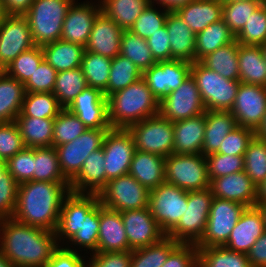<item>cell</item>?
<instances>
[{
  "instance_id": "6da1fadb",
  "label": "cell",
  "mask_w": 266,
  "mask_h": 267,
  "mask_svg": "<svg viewBox=\"0 0 266 267\" xmlns=\"http://www.w3.org/2000/svg\"><path fill=\"white\" fill-rule=\"evenodd\" d=\"M58 247L55 232L0 220V251L15 267H44Z\"/></svg>"
},
{
  "instance_id": "7a4b0ae2",
  "label": "cell",
  "mask_w": 266,
  "mask_h": 267,
  "mask_svg": "<svg viewBox=\"0 0 266 267\" xmlns=\"http://www.w3.org/2000/svg\"><path fill=\"white\" fill-rule=\"evenodd\" d=\"M70 182L29 181L18 185L13 219L55 232Z\"/></svg>"
},
{
  "instance_id": "3957f363",
  "label": "cell",
  "mask_w": 266,
  "mask_h": 267,
  "mask_svg": "<svg viewBox=\"0 0 266 267\" xmlns=\"http://www.w3.org/2000/svg\"><path fill=\"white\" fill-rule=\"evenodd\" d=\"M107 109L111 128L127 129L134 123L159 115V100L141 77L108 96Z\"/></svg>"
},
{
  "instance_id": "277c9868",
  "label": "cell",
  "mask_w": 266,
  "mask_h": 267,
  "mask_svg": "<svg viewBox=\"0 0 266 267\" xmlns=\"http://www.w3.org/2000/svg\"><path fill=\"white\" fill-rule=\"evenodd\" d=\"M75 0H34L24 14L34 44L43 46L60 40L65 16Z\"/></svg>"
},
{
  "instance_id": "5b68a950",
  "label": "cell",
  "mask_w": 266,
  "mask_h": 267,
  "mask_svg": "<svg viewBox=\"0 0 266 267\" xmlns=\"http://www.w3.org/2000/svg\"><path fill=\"white\" fill-rule=\"evenodd\" d=\"M191 75L196 81L201 99L208 110L230 111L241 83L229 80L205 67L200 61L192 63Z\"/></svg>"
},
{
  "instance_id": "8992f818",
  "label": "cell",
  "mask_w": 266,
  "mask_h": 267,
  "mask_svg": "<svg viewBox=\"0 0 266 267\" xmlns=\"http://www.w3.org/2000/svg\"><path fill=\"white\" fill-rule=\"evenodd\" d=\"M213 198L210 188L187 192L184 214L166 236L179 243L197 244L206 231Z\"/></svg>"
},
{
  "instance_id": "52a82bcc",
  "label": "cell",
  "mask_w": 266,
  "mask_h": 267,
  "mask_svg": "<svg viewBox=\"0 0 266 267\" xmlns=\"http://www.w3.org/2000/svg\"><path fill=\"white\" fill-rule=\"evenodd\" d=\"M165 182L187 192L210 188L206 157L172 153L165 158Z\"/></svg>"
},
{
  "instance_id": "ba28073f",
  "label": "cell",
  "mask_w": 266,
  "mask_h": 267,
  "mask_svg": "<svg viewBox=\"0 0 266 267\" xmlns=\"http://www.w3.org/2000/svg\"><path fill=\"white\" fill-rule=\"evenodd\" d=\"M136 150L168 157L173 153L174 128L173 122L160 115L146 118L130 125Z\"/></svg>"
},
{
  "instance_id": "9c48e42d",
  "label": "cell",
  "mask_w": 266,
  "mask_h": 267,
  "mask_svg": "<svg viewBox=\"0 0 266 267\" xmlns=\"http://www.w3.org/2000/svg\"><path fill=\"white\" fill-rule=\"evenodd\" d=\"M98 196L102 206L123 212L148 207L150 190L128 173L109 180Z\"/></svg>"
},
{
  "instance_id": "30bf717a",
  "label": "cell",
  "mask_w": 266,
  "mask_h": 267,
  "mask_svg": "<svg viewBox=\"0 0 266 267\" xmlns=\"http://www.w3.org/2000/svg\"><path fill=\"white\" fill-rule=\"evenodd\" d=\"M246 208L245 205L234 201L213 198L206 231L196 247L224 246Z\"/></svg>"
},
{
  "instance_id": "8fae6325",
  "label": "cell",
  "mask_w": 266,
  "mask_h": 267,
  "mask_svg": "<svg viewBox=\"0 0 266 267\" xmlns=\"http://www.w3.org/2000/svg\"><path fill=\"white\" fill-rule=\"evenodd\" d=\"M186 202L187 191L175 185L164 182L150 190L148 208L165 235L178 224Z\"/></svg>"
},
{
  "instance_id": "7c38bea8",
  "label": "cell",
  "mask_w": 266,
  "mask_h": 267,
  "mask_svg": "<svg viewBox=\"0 0 266 267\" xmlns=\"http://www.w3.org/2000/svg\"><path fill=\"white\" fill-rule=\"evenodd\" d=\"M206 112L205 106L196 85L190 75L174 91L159 101V115L171 122L199 116Z\"/></svg>"
},
{
  "instance_id": "4fadbf2b",
  "label": "cell",
  "mask_w": 266,
  "mask_h": 267,
  "mask_svg": "<svg viewBox=\"0 0 266 267\" xmlns=\"http://www.w3.org/2000/svg\"><path fill=\"white\" fill-rule=\"evenodd\" d=\"M109 129H87L72 142L56 146L59 165L63 175L71 181L81 170L86 158L102 148Z\"/></svg>"
},
{
  "instance_id": "5bb4252c",
  "label": "cell",
  "mask_w": 266,
  "mask_h": 267,
  "mask_svg": "<svg viewBox=\"0 0 266 267\" xmlns=\"http://www.w3.org/2000/svg\"><path fill=\"white\" fill-rule=\"evenodd\" d=\"M102 148L105 156V173L108 180L129 173L136 148L134 139L128 129H109L105 134Z\"/></svg>"
},
{
  "instance_id": "9a60e30c",
  "label": "cell",
  "mask_w": 266,
  "mask_h": 267,
  "mask_svg": "<svg viewBox=\"0 0 266 267\" xmlns=\"http://www.w3.org/2000/svg\"><path fill=\"white\" fill-rule=\"evenodd\" d=\"M34 46L26 16L8 14L0 23V70Z\"/></svg>"
},
{
  "instance_id": "2e32d148",
  "label": "cell",
  "mask_w": 266,
  "mask_h": 267,
  "mask_svg": "<svg viewBox=\"0 0 266 267\" xmlns=\"http://www.w3.org/2000/svg\"><path fill=\"white\" fill-rule=\"evenodd\" d=\"M99 202L98 194L69 192L63 199L55 236L59 246L65 245L80 229L87 213Z\"/></svg>"
},
{
  "instance_id": "e0dca14e",
  "label": "cell",
  "mask_w": 266,
  "mask_h": 267,
  "mask_svg": "<svg viewBox=\"0 0 266 267\" xmlns=\"http://www.w3.org/2000/svg\"><path fill=\"white\" fill-rule=\"evenodd\" d=\"M191 66L192 63L180 60L159 61L144 70L142 78L160 101L191 75Z\"/></svg>"
},
{
  "instance_id": "ac0fdd59",
  "label": "cell",
  "mask_w": 266,
  "mask_h": 267,
  "mask_svg": "<svg viewBox=\"0 0 266 267\" xmlns=\"http://www.w3.org/2000/svg\"><path fill=\"white\" fill-rule=\"evenodd\" d=\"M230 112L238 126L256 131L266 112V87L241 82Z\"/></svg>"
},
{
  "instance_id": "d6986e66",
  "label": "cell",
  "mask_w": 266,
  "mask_h": 267,
  "mask_svg": "<svg viewBox=\"0 0 266 267\" xmlns=\"http://www.w3.org/2000/svg\"><path fill=\"white\" fill-rule=\"evenodd\" d=\"M94 1L72 3L62 25L61 40L86 47L94 20L101 12L100 1Z\"/></svg>"
},
{
  "instance_id": "ffe728a7",
  "label": "cell",
  "mask_w": 266,
  "mask_h": 267,
  "mask_svg": "<svg viewBox=\"0 0 266 267\" xmlns=\"http://www.w3.org/2000/svg\"><path fill=\"white\" fill-rule=\"evenodd\" d=\"M129 248H144L159 242L166 235L161 231L148 207L121 212Z\"/></svg>"
},
{
  "instance_id": "44dd1931",
  "label": "cell",
  "mask_w": 266,
  "mask_h": 267,
  "mask_svg": "<svg viewBox=\"0 0 266 267\" xmlns=\"http://www.w3.org/2000/svg\"><path fill=\"white\" fill-rule=\"evenodd\" d=\"M214 198L234 201L248 207H255L257 186L245 171L214 178L210 181Z\"/></svg>"
},
{
  "instance_id": "7402d4cb",
  "label": "cell",
  "mask_w": 266,
  "mask_h": 267,
  "mask_svg": "<svg viewBox=\"0 0 266 267\" xmlns=\"http://www.w3.org/2000/svg\"><path fill=\"white\" fill-rule=\"evenodd\" d=\"M123 31L101 11L94 20L85 50L113 59L120 54Z\"/></svg>"
},
{
  "instance_id": "603a6c76",
  "label": "cell",
  "mask_w": 266,
  "mask_h": 267,
  "mask_svg": "<svg viewBox=\"0 0 266 267\" xmlns=\"http://www.w3.org/2000/svg\"><path fill=\"white\" fill-rule=\"evenodd\" d=\"M265 231L263 218L259 210L256 207H248L241 214L224 247L247 254Z\"/></svg>"
},
{
  "instance_id": "cb8c5ba5",
  "label": "cell",
  "mask_w": 266,
  "mask_h": 267,
  "mask_svg": "<svg viewBox=\"0 0 266 267\" xmlns=\"http://www.w3.org/2000/svg\"><path fill=\"white\" fill-rule=\"evenodd\" d=\"M121 212L102 206L98 232L97 252L130 251Z\"/></svg>"
},
{
  "instance_id": "d4e9b609",
  "label": "cell",
  "mask_w": 266,
  "mask_h": 267,
  "mask_svg": "<svg viewBox=\"0 0 266 267\" xmlns=\"http://www.w3.org/2000/svg\"><path fill=\"white\" fill-rule=\"evenodd\" d=\"M103 148L92 152L79 173L70 181V192L98 194L109 181L105 173Z\"/></svg>"
},
{
  "instance_id": "484cf974",
  "label": "cell",
  "mask_w": 266,
  "mask_h": 267,
  "mask_svg": "<svg viewBox=\"0 0 266 267\" xmlns=\"http://www.w3.org/2000/svg\"><path fill=\"white\" fill-rule=\"evenodd\" d=\"M173 60L195 62L196 34L176 11H169L165 22Z\"/></svg>"
},
{
  "instance_id": "4316f807",
  "label": "cell",
  "mask_w": 266,
  "mask_h": 267,
  "mask_svg": "<svg viewBox=\"0 0 266 267\" xmlns=\"http://www.w3.org/2000/svg\"><path fill=\"white\" fill-rule=\"evenodd\" d=\"M205 113L173 123L174 154H202L205 135Z\"/></svg>"
},
{
  "instance_id": "83f0119b",
  "label": "cell",
  "mask_w": 266,
  "mask_h": 267,
  "mask_svg": "<svg viewBox=\"0 0 266 267\" xmlns=\"http://www.w3.org/2000/svg\"><path fill=\"white\" fill-rule=\"evenodd\" d=\"M223 4L220 0H192L175 11L195 33L222 19Z\"/></svg>"
},
{
  "instance_id": "f1b7e54d",
  "label": "cell",
  "mask_w": 266,
  "mask_h": 267,
  "mask_svg": "<svg viewBox=\"0 0 266 267\" xmlns=\"http://www.w3.org/2000/svg\"><path fill=\"white\" fill-rule=\"evenodd\" d=\"M129 174L152 190L165 182V157L135 150Z\"/></svg>"
},
{
  "instance_id": "f546056e",
  "label": "cell",
  "mask_w": 266,
  "mask_h": 267,
  "mask_svg": "<svg viewBox=\"0 0 266 267\" xmlns=\"http://www.w3.org/2000/svg\"><path fill=\"white\" fill-rule=\"evenodd\" d=\"M205 118L202 155L207 156L216 153L227 134L238 125L230 111L208 110L205 112Z\"/></svg>"
},
{
  "instance_id": "4dcf8cb0",
  "label": "cell",
  "mask_w": 266,
  "mask_h": 267,
  "mask_svg": "<svg viewBox=\"0 0 266 267\" xmlns=\"http://www.w3.org/2000/svg\"><path fill=\"white\" fill-rule=\"evenodd\" d=\"M239 80L266 87V61L260 46L238 43Z\"/></svg>"
},
{
  "instance_id": "1f68e13d",
  "label": "cell",
  "mask_w": 266,
  "mask_h": 267,
  "mask_svg": "<svg viewBox=\"0 0 266 267\" xmlns=\"http://www.w3.org/2000/svg\"><path fill=\"white\" fill-rule=\"evenodd\" d=\"M44 59L57 71L80 68L85 47L64 40L41 46Z\"/></svg>"
},
{
  "instance_id": "d6a6232c",
  "label": "cell",
  "mask_w": 266,
  "mask_h": 267,
  "mask_svg": "<svg viewBox=\"0 0 266 267\" xmlns=\"http://www.w3.org/2000/svg\"><path fill=\"white\" fill-rule=\"evenodd\" d=\"M54 120L50 118H34L20 113L16 119L20 135L26 147L53 146Z\"/></svg>"
},
{
  "instance_id": "836d02e7",
  "label": "cell",
  "mask_w": 266,
  "mask_h": 267,
  "mask_svg": "<svg viewBox=\"0 0 266 267\" xmlns=\"http://www.w3.org/2000/svg\"><path fill=\"white\" fill-rule=\"evenodd\" d=\"M25 94L23 83L0 70V123L15 121L21 113Z\"/></svg>"
},
{
  "instance_id": "e575fe53",
  "label": "cell",
  "mask_w": 266,
  "mask_h": 267,
  "mask_svg": "<svg viewBox=\"0 0 266 267\" xmlns=\"http://www.w3.org/2000/svg\"><path fill=\"white\" fill-rule=\"evenodd\" d=\"M101 11L121 29L130 30L150 0H99Z\"/></svg>"
},
{
  "instance_id": "d590c367",
  "label": "cell",
  "mask_w": 266,
  "mask_h": 267,
  "mask_svg": "<svg viewBox=\"0 0 266 267\" xmlns=\"http://www.w3.org/2000/svg\"><path fill=\"white\" fill-rule=\"evenodd\" d=\"M101 207L102 204L98 202L87 213L86 219L82 221L80 229L73 235V237L67 243H65L64 247L66 249L73 251L79 250V252L81 251V253L82 251H84V255L89 253V251V254L97 252Z\"/></svg>"
},
{
  "instance_id": "8d00e7d4",
  "label": "cell",
  "mask_w": 266,
  "mask_h": 267,
  "mask_svg": "<svg viewBox=\"0 0 266 267\" xmlns=\"http://www.w3.org/2000/svg\"><path fill=\"white\" fill-rule=\"evenodd\" d=\"M200 62L226 79L239 80L238 42L236 39L207 54Z\"/></svg>"
},
{
  "instance_id": "74e56055",
  "label": "cell",
  "mask_w": 266,
  "mask_h": 267,
  "mask_svg": "<svg viewBox=\"0 0 266 267\" xmlns=\"http://www.w3.org/2000/svg\"><path fill=\"white\" fill-rule=\"evenodd\" d=\"M235 39V35L222 19L211 23L203 31L196 34L195 62Z\"/></svg>"
},
{
  "instance_id": "f35d334b",
  "label": "cell",
  "mask_w": 266,
  "mask_h": 267,
  "mask_svg": "<svg viewBox=\"0 0 266 267\" xmlns=\"http://www.w3.org/2000/svg\"><path fill=\"white\" fill-rule=\"evenodd\" d=\"M33 181L70 182L61 171L54 146L34 148Z\"/></svg>"
},
{
  "instance_id": "ab89813d",
  "label": "cell",
  "mask_w": 266,
  "mask_h": 267,
  "mask_svg": "<svg viewBox=\"0 0 266 267\" xmlns=\"http://www.w3.org/2000/svg\"><path fill=\"white\" fill-rule=\"evenodd\" d=\"M142 77V71L125 56L119 54L112 59L107 89L103 95L107 98L120 91Z\"/></svg>"
},
{
  "instance_id": "60d3db41",
  "label": "cell",
  "mask_w": 266,
  "mask_h": 267,
  "mask_svg": "<svg viewBox=\"0 0 266 267\" xmlns=\"http://www.w3.org/2000/svg\"><path fill=\"white\" fill-rule=\"evenodd\" d=\"M87 87L82 68L57 73L53 94L63 108H67L74 98Z\"/></svg>"
},
{
  "instance_id": "b9f144b4",
  "label": "cell",
  "mask_w": 266,
  "mask_h": 267,
  "mask_svg": "<svg viewBox=\"0 0 266 267\" xmlns=\"http://www.w3.org/2000/svg\"><path fill=\"white\" fill-rule=\"evenodd\" d=\"M178 244L179 242L165 236L157 243L132 250L130 267H161Z\"/></svg>"
},
{
  "instance_id": "7bdbcfd3",
  "label": "cell",
  "mask_w": 266,
  "mask_h": 267,
  "mask_svg": "<svg viewBox=\"0 0 266 267\" xmlns=\"http://www.w3.org/2000/svg\"><path fill=\"white\" fill-rule=\"evenodd\" d=\"M198 267H251L247 254L224 246L198 248Z\"/></svg>"
},
{
  "instance_id": "ee69618b",
  "label": "cell",
  "mask_w": 266,
  "mask_h": 267,
  "mask_svg": "<svg viewBox=\"0 0 266 267\" xmlns=\"http://www.w3.org/2000/svg\"><path fill=\"white\" fill-rule=\"evenodd\" d=\"M112 59L106 56L84 51L81 68L87 86L99 89L102 93L107 89Z\"/></svg>"
},
{
  "instance_id": "f6af8a7d",
  "label": "cell",
  "mask_w": 266,
  "mask_h": 267,
  "mask_svg": "<svg viewBox=\"0 0 266 267\" xmlns=\"http://www.w3.org/2000/svg\"><path fill=\"white\" fill-rule=\"evenodd\" d=\"M120 54L130 59L142 72L156 63L147 40L124 30L121 36Z\"/></svg>"
},
{
  "instance_id": "bcb514c9",
  "label": "cell",
  "mask_w": 266,
  "mask_h": 267,
  "mask_svg": "<svg viewBox=\"0 0 266 267\" xmlns=\"http://www.w3.org/2000/svg\"><path fill=\"white\" fill-rule=\"evenodd\" d=\"M63 109L52 92H26L21 113L34 118L55 119Z\"/></svg>"
},
{
  "instance_id": "7dc6e473",
  "label": "cell",
  "mask_w": 266,
  "mask_h": 267,
  "mask_svg": "<svg viewBox=\"0 0 266 267\" xmlns=\"http://www.w3.org/2000/svg\"><path fill=\"white\" fill-rule=\"evenodd\" d=\"M244 162V171L258 187L266 179V141L254 136L248 144Z\"/></svg>"
},
{
  "instance_id": "c3c4849f",
  "label": "cell",
  "mask_w": 266,
  "mask_h": 267,
  "mask_svg": "<svg viewBox=\"0 0 266 267\" xmlns=\"http://www.w3.org/2000/svg\"><path fill=\"white\" fill-rule=\"evenodd\" d=\"M43 60L44 54L41 46L35 45L20 53L3 71L8 76L25 84Z\"/></svg>"
},
{
  "instance_id": "681fc988",
  "label": "cell",
  "mask_w": 266,
  "mask_h": 267,
  "mask_svg": "<svg viewBox=\"0 0 266 267\" xmlns=\"http://www.w3.org/2000/svg\"><path fill=\"white\" fill-rule=\"evenodd\" d=\"M242 45L260 46L266 42V2L262 3L235 36Z\"/></svg>"
},
{
  "instance_id": "f907efd6",
  "label": "cell",
  "mask_w": 266,
  "mask_h": 267,
  "mask_svg": "<svg viewBox=\"0 0 266 267\" xmlns=\"http://www.w3.org/2000/svg\"><path fill=\"white\" fill-rule=\"evenodd\" d=\"M87 130L83 122L64 108L54 120L53 146L72 142Z\"/></svg>"
},
{
  "instance_id": "816d5d0a",
  "label": "cell",
  "mask_w": 266,
  "mask_h": 267,
  "mask_svg": "<svg viewBox=\"0 0 266 267\" xmlns=\"http://www.w3.org/2000/svg\"><path fill=\"white\" fill-rule=\"evenodd\" d=\"M266 1H231L222 3V20L236 36L246 24L250 15Z\"/></svg>"
},
{
  "instance_id": "f5cc1de1",
  "label": "cell",
  "mask_w": 266,
  "mask_h": 267,
  "mask_svg": "<svg viewBox=\"0 0 266 267\" xmlns=\"http://www.w3.org/2000/svg\"><path fill=\"white\" fill-rule=\"evenodd\" d=\"M159 6V7H158ZM161 5L150 3L148 7L139 15L130 31L142 37L149 38L158 29L165 25L167 15L170 10L165 9Z\"/></svg>"
},
{
  "instance_id": "db71d44e",
  "label": "cell",
  "mask_w": 266,
  "mask_h": 267,
  "mask_svg": "<svg viewBox=\"0 0 266 267\" xmlns=\"http://www.w3.org/2000/svg\"><path fill=\"white\" fill-rule=\"evenodd\" d=\"M18 184L0 159V220L11 219L16 206Z\"/></svg>"
},
{
  "instance_id": "11a10c76",
  "label": "cell",
  "mask_w": 266,
  "mask_h": 267,
  "mask_svg": "<svg viewBox=\"0 0 266 267\" xmlns=\"http://www.w3.org/2000/svg\"><path fill=\"white\" fill-rule=\"evenodd\" d=\"M205 157L209 181L214 178L244 171V156L213 153Z\"/></svg>"
},
{
  "instance_id": "9f6ffc18",
  "label": "cell",
  "mask_w": 266,
  "mask_h": 267,
  "mask_svg": "<svg viewBox=\"0 0 266 267\" xmlns=\"http://www.w3.org/2000/svg\"><path fill=\"white\" fill-rule=\"evenodd\" d=\"M7 170L17 184L33 180L34 148L25 147L6 161Z\"/></svg>"
},
{
  "instance_id": "6f0895ef",
  "label": "cell",
  "mask_w": 266,
  "mask_h": 267,
  "mask_svg": "<svg viewBox=\"0 0 266 267\" xmlns=\"http://www.w3.org/2000/svg\"><path fill=\"white\" fill-rule=\"evenodd\" d=\"M23 138L14 121L0 123V159L7 161L24 149Z\"/></svg>"
},
{
  "instance_id": "680465c9",
  "label": "cell",
  "mask_w": 266,
  "mask_h": 267,
  "mask_svg": "<svg viewBox=\"0 0 266 267\" xmlns=\"http://www.w3.org/2000/svg\"><path fill=\"white\" fill-rule=\"evenodd\" d=\"M254 136L255 131L253 129L237 126L229 134H227L216 153L244 156L248 144Z\"/></svg>"
},
{
  "instance_id": "91938a15",
  "label": "cell",
  "mask_w": 266,
  "mask_h": 267,
  "mask_svg": "<svg viewBox=\"0 0 266 267\" xmlns=\"http://www.w3.org/2000/svg\"><path fill=\"white\" fill-rule=\"evenodd\" d=\"M57 71L44 59L24 84L26 92H53Z\"/></svg>"
},
{
  "instance_id": "94428289",
  "label": "cell",
  "mask_w": 266,
  "mask_h": 267,
  "mask_svg": "<svg viewBox=\"0 0 266 267\" xmlns=\"http://www.w3.org/2000/svg\"><path fill=\"white\" fill-rule=\"evenodd\" d=\"M161 267H198L196 244L179 243Z\"/></svg>"
},
{
  "instance_id": "6125c7cd",
  "label": "cell",
  "mask_w": 266,
  "mask_h": 267,
  "mask_svg": "<svg viewBox=\"0 0 266 267\" xmlns=\"http://www.w3.org/2000/svg\"><path fill=\"white\" fill-rule=\"evenodd\" d=\"M132 250L124 252H93L86 267H130Z\"/></svg>"
},
{
  "instance_id": "be15d7a7",
  "label": "cell",
  "mask_w": 266,
  "mask_h": 267,
  "mask_svg": "<svg viewBox=\"0 0 266 267\" xmlns=\"http://www.w3.org/2000/svg\"><path fill=\"white\" fill-rule=\"evenodd\" d=\"M76 115L87 129H111L107 108L67 109Z\"/></svg>"
},
{
  "instance_id": "e7e4bbea",
  "label": "cell",
  "mask_w": 266,
  "mask_h": 267,
  "mask_svg": "<svg viewBox=\"0 0 266 267\" xmlns=\"http://www.w3.org/2000/svg\"><path fill=\"white\" fill-rule=\"evenodd\" d=\"M146 40L156 62L173 60L166 25L158 29L157 32L152 34Z\"/></svg>"
},
{
  "instance_id": "03108f58",
  "label": "cell",
  "mask_w": 266,
  "mask_h": 267,
  "mask_svg": "<svg viewBox=\"0 0 266 267\" xmlns=\"http://www.w3.org/2000/svg\"><path fill=\"white\" fill-rule=\"evenodd\" d=\"M82 254L79 251L66 249L63 245L59 246L44 267H86L87 255Z\"/></svg>"
},
{
  "instance_id": "003e7915",
  "label": "cell",
  "mask_w": 266,
  "mask_h": 267,
  "mask_svg": "<svg viewBox=\"0 0 266 267\" xmlns=\"http://www.w3.org/2000/svg\"><path fill=\"white\" fill-rule=\"evenodd\" d=\"M107 108V98L96 88L87 86L66 109Z\"/></svg>"
},
{
  "instance_id": "a7ac6f4b",
  "label": "cell",
  "mask_w": 266,
  "mask_h": 267,
  "mask_svg": "<svg viewBox=\"0 0 266 267\" xmlns=\"http://www.w3.org/2000/svg\"><path fill=\"white\" fill-rule=\"evenodd\" d=\"M247 257L251 267H266V231L250 248Z\"/></svg>"
},
{
  "instance_id": "89a4df30",
  "label": "cell",
  "mask_w": 266,
  "mask_h": 267,
  "mask_svg": "<svg viewBox=\"0 0 266 267\" xmlns=\"http://www.w3.org/2000/svg\"><path fill=\"white\" fill-rule=\"evenodd\" d=\"M34 0H3L7 14L24 15Z\"/></svg>"
},
{
  "instance_id": "2644e50d",
  "label": "cell",
  "mask_w": 266,
  "mask_h": 267,
  "mask_svg": "<svg viewBox=\"0 0 266 267\" xmlns=\"http://www.w3.org/2000/svg\"><path fill=\"white\" fill-rule=\"evenodd\" d=\"M192 0H150L152 4H158L167 10L175 11L180 6L186 5Z\"/></svg>"
},
{
  "instance_id": "8c879c8a",
  "label": "cell",
  "mask_w": 266,
  "mask_h": 267,
  "mask_svg": "<svg viewBox=\"0 0 266 267\" xmlns=\"http://www.w3.org/2000/svg\"><path fill=\"white\" fill-rule=\"evenodd\" d=\"M256 203H266V179L257 187Z\"/></svg>"
},
{
  "instance_id": "753ad0ef",
  "label": "cell",
  "mask_w": 266,
  "mask_h": 267,
  "mask_svg": "<svg viewBox=\"0 0 266 267\" xmlns=\"http://www.w3.org/2000/svg\"><path fill=\"white\" fill-rule=\"evenodd\" d=\"M255 136H257L261 140L266 141V112L264 114V118L261 125L255 131Z\"/></svg>"
},
{
  "instance_id": "34e18365",
  "label": "cell",
  "mask_w": 266,
  "mask_h": 267,
  "mask_svg": "<svg viewBox=\"0 0 266 267\" xmlns=\"http://www.w3.org/2000/svg\"><path fill=\"white\" fill-rule=\"evenodd\" d=\"M255 207L259 210L262 215L265 230H266V203H256Z\"/></svg>"
},
{
  "instance_id": "11e5206c",
  "label": "cell",
  "mask_w": 266,
  "mask_h": 267,
  "mask_svg": "<svg viewBox=\"0 0 266 267\" xmlns=\"http://www.w3.org/2000/svg\"><path fill=\"white\" fill-rule=\"evenodd\" d=\"M0 267H15V265L7 259L0 251Z\"/></svg>"
},
{
  "instance_id": "2a66077c",
  "label": "cell",
  "mask_w": 266,
  "mask_h": 267,
  "mask_svg": "<svg viewBox=\"0 0 266 267\" xmlns=\"http://www.w3.org/2000/svg\"><path fill=\"white\" fill-rule=\"evenodd\" d=\"M7 15L8 14L4 8L3 0H0V23L5 19Z\"/></svg>"
},
{
  "instance_id": "b9fcfbb0",
  "label": "cell",
  "mask_w": 266,
  "mask_h": 267,
  "mask_svg": "<svg viewBox=\"0 0 266 267\" xmlns=\"http://www.w3.org/2000/svg\"><path fill=\"white\" fill-rule=\"evenodd\" d=\"M260 48L262 50V53H263V56H264V59L266 61V42L262 45H260Z\"/></svg>"
},
{
  "instance_id": "09005b40",
  "label": "cell",
  "mask_w": 266,
  "mask_h": 267,
  "mask_svg": "<svg viewBox=\"0 0 266 267\" xmlns=\"http://www.w3.org/2000/svg\"><path fill=\"white\" fill-rule=\"evenodd\" d=\"M222 3L231 2V1H266V0H220Z\"/></svg>"
}]
</instances>
